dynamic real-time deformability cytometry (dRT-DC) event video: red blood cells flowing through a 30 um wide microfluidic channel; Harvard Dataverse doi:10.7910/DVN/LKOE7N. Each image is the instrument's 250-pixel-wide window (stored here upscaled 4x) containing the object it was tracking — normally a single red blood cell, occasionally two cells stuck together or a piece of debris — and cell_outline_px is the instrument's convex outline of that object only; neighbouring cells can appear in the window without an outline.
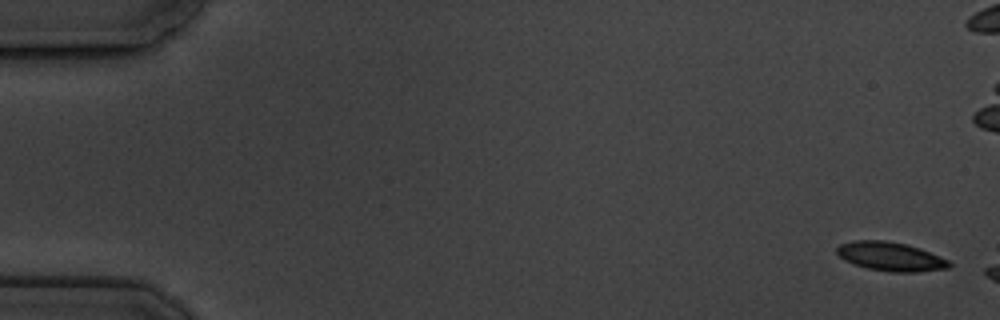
{"species": "common noctule bat (a hibernating species)", "species_latin": "Nyctalus noctula", "temperature_condition": "cold", "stored_images_in_passage": 4, "camera_frame_rate_fps": 3000, "um_per_image_px": 0.085, "animal": {"sex": "male", "body_mass_g": 19.5, "forearm_length_mm": 54.6}, "frame": {"image": 1, "passage_image": 1, "time_ms": 0.0, "image_size_px": [1000, 320], "cell_outline_px": [[952, 264], [948, 268], [916, 272], [892, 272], [868, 268], [852, 264], [844, 260], [836, 252], [836, 248], [840, 244], [852, 240], [884, 240], [904, 244], [920, 248], [948, 260]], "centroid_in_image_um": [75.66, 21.8], "position_along_channel_um": 9.3, "area_um2": 18.84}}